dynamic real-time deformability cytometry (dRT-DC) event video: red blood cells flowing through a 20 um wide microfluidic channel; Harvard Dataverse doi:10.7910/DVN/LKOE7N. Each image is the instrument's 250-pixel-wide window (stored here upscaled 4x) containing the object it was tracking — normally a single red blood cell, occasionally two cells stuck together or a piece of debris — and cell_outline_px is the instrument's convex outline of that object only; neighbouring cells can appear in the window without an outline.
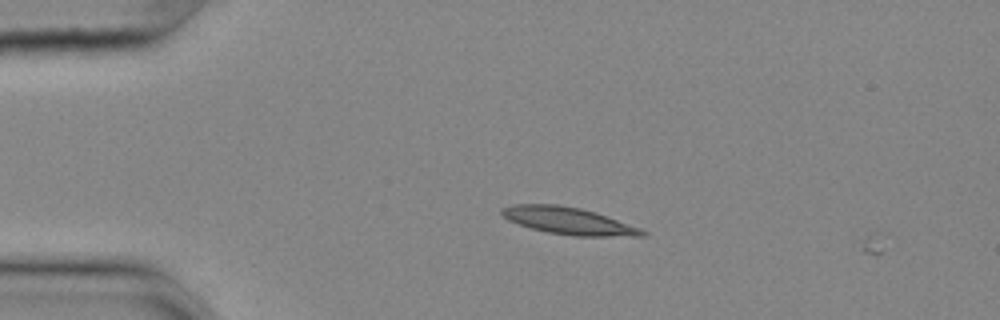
{"species": "common noctule bat (a hibernating species)", "species_latin": "Nyctalus noctula", "temperature_condition": "cold", "stored_images_in_passage": 5, "camera_frame_rate_fps": 3000, "um_per_image_px": 0.085, "animal": {"sex": "female", "body_mass_g": 25.1}, "frame": {"image": 1, "passage_image": 4, "time_ms": 1.0, "image_size_px": [1000, 320], "cell_outline_px": [[648, 236], [572, 236], [548, 232], [532, 228], [508, 220], [500, 212], [500, 208], [512, 204], [560, 204], [580, 208], [596, 212], [640, 228], [648, 232]], "centroid_in_image_um": [48.33, 18.76], "position_along_channel_um": 36.7, "area_um2": 22.2}}